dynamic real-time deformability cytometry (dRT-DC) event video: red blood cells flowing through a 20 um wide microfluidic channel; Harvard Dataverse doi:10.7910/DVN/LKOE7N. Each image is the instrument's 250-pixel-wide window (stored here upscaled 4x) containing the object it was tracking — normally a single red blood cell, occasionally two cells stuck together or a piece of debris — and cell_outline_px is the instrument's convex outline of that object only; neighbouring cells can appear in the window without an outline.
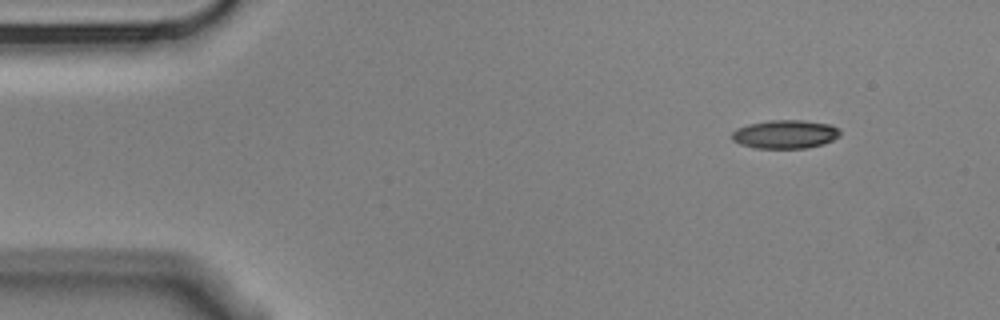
{"species": "Egyptian fruit bat (a non-hibernating species)", "species_latin": "Rousettus aegyptiacus", "temperature_condition": "cold", "stored_images_in_passage": 5, "camera_frame_rate_fps": 3000, "um_per_image_px": 0.085, "animal": {"sex": "male"}, "frame": {"image": 1, "passage_image": 1, "time_ms": 0.0, "image_size_px": [1000, 320], "cell_outline_px": [[840, 136], [824, 144], [804, 148], [756, 148], [740, 144], [732, 140], [732, 132], [736, 128], [748, 124], [768, 120], [800, 120], [828, 124], [840, 128]], "centroid_in_image_um": [66.73, 11.41], "position_along_channel_um": 18.3, "area_um2": 18.03}}
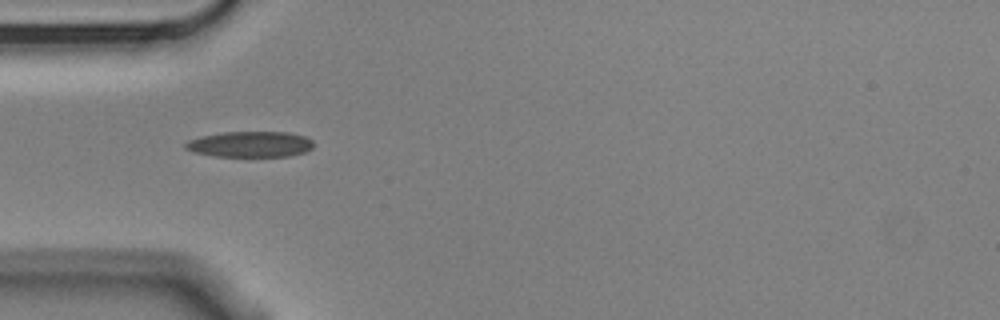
{"frame": {"image": 2, "passage_image": 4, "time_ms": 1.0, "image_size_px": [1000, 320], "cell_outline_px": [[312, 148], [304, 152], [288, 156], [212, 156], [192, 152], [184, 148], [184, 144], [188, 140], [204, 136], [224, 132], [288, 132], [304, 136], [312, 140]], "centroid_in_image_um": [21.24, 12.26], "position_along_channel_um": 63.8, "area_um2": 19.13}}
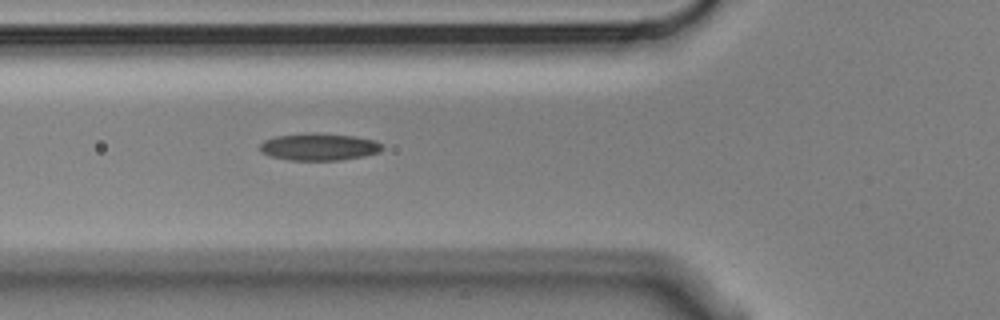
{"frame": {"image": 3, "passage_image": 5, "time_ms": 1.333, "image_size_px": [1000, 320], "cell_outline_px": [[384, 148], [380, 152], [364, 156], [340, 160], [288, 160], [272, 156], [260, 152], [260, 144], [264, 140], [276, 136], [312, 132], [316, 132], [352, 136], [376, 140]], "centroid_in_image_um": [27.12, 12.48], "position_along_channel_um": 98.7, "area_um2": 19.42}}